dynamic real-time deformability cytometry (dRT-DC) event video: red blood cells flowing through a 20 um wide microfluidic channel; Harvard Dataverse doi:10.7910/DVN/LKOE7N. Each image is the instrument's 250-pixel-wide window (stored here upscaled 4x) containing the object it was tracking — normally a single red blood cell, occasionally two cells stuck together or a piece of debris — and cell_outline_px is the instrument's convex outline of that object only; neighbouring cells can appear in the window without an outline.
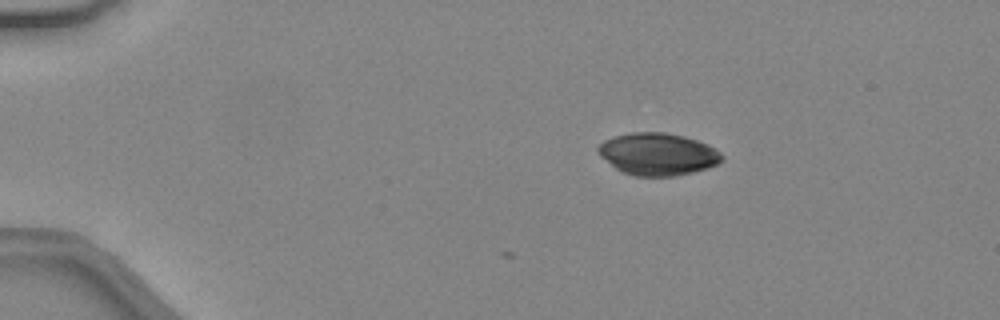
{"species": "common noctule bat (a hibernating species)", "species_latin": "Nyctalus noctula", "temperature_condition": "warm", "stored_images_in_passage": 3, "camera_frame_rate_fps": 3000, "um_per_image_px": 0.085, "animal": {"sex": "female", "body_mass_g": 24.6, "forearm_length_mm": 56.2}, "frame": {"image": 1, "passage_image": 3, "time_ms": 0.667, "image_size_px": [1000, 320], "cell_outline_px": [[724, 160], [720, 164], [708, 168], [676, 176], [636, 176], [624, 172], [616, 168], [600, 156], [596, 152], [596, 148], [604, 140], [612, 136], [632, 132], [664, 132], [684, 136], [708, 144], [716, 148], [724, 156]], "centroid_in_image_um": [55.94, 13.09], "position_along_channel_um": 29.1, "area_um2": 30.75}}